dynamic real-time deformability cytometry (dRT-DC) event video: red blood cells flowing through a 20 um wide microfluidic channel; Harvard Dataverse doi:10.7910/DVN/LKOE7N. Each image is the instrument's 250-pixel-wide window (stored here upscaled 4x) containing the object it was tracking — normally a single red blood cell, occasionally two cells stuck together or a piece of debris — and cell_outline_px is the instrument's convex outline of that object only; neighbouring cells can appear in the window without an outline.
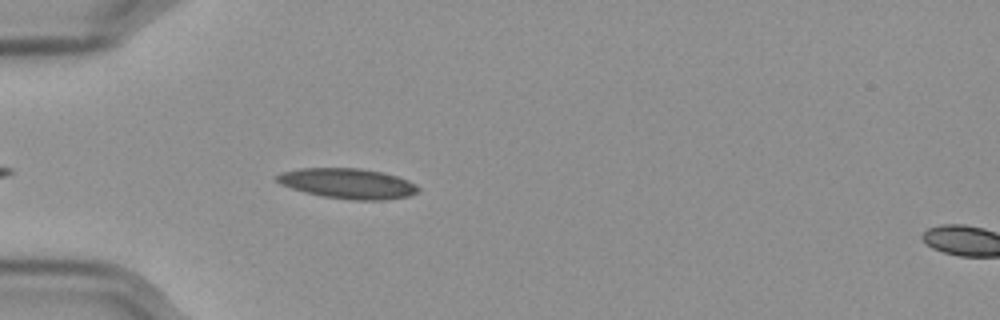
{"species": "Egyptian fruit bat (a non-hibernating species)", "species_latin": "Rousettus aegyptiacus", "temperature_condition": "cold", "stored_images_in_passage": 20, "camera_frame_rate_fps": 3000, "um_per_image_px": 0.085, "frame": {"image": 1, "passage_image": 6, "time_ms": 1.667, "image_size_px": [1000, 320], "cell_outline_px": [[420, 188], [416, 192], [408, 196], [384, 200], [352, 200], [324, 196], [304, 192], [280, 184], [276, 180], [276, 176], [280, 172], [300, 168], [360, 168], [384, 172], [408, 180], [416, 184]], "centroid_in_image_um": [29.56, 15.59], "position_along_channel_um": 55.4, "area_um2": 24.91}}